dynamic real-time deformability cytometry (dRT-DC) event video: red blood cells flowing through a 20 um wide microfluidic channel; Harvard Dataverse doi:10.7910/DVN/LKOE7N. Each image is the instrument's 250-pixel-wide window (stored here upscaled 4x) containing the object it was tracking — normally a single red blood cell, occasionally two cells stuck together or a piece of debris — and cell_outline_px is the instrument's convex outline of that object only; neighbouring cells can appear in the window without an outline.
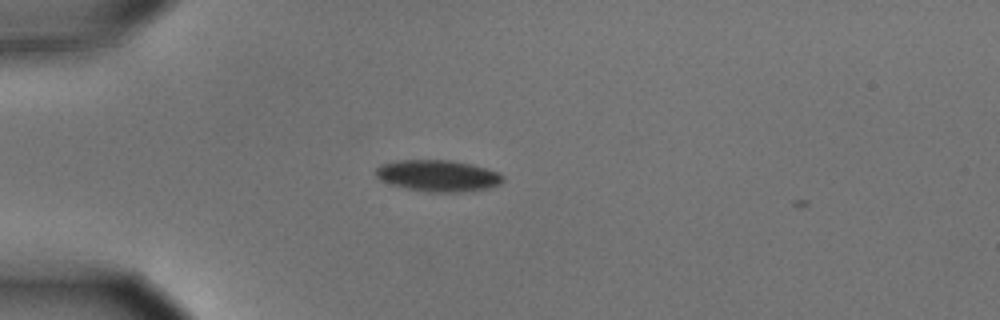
{"species": "common noctule bat (a hibernating species)", "species_latin": "Nyctalus noctula", "temperature_condition": "cold", "stored_images_in_passage": 2, "camera_frame_rate_fps": 3000, "um_per_image_px": 0.085, "animal": {"sex": "male", "body_mass_g": 15.6}, "frame": {"image": 1, "passage_image": 1, "time_ms": 0.0, "image_size_px": [1000, 320], "cell_outline_px": [[504, 180], [500, 184], [492, 188], [460, 192], [428, 192], [408, 188], [392, 184], [380, 180], [376, 176], [376, 168], [380, 164], [396, 160], [452, 160], [472, 164], [496, 172], [504, 176]], "centroid_in_image_um": [37.24, 14.93], "position_along_channel_um": 47.8, "area_um2": 23.35}}